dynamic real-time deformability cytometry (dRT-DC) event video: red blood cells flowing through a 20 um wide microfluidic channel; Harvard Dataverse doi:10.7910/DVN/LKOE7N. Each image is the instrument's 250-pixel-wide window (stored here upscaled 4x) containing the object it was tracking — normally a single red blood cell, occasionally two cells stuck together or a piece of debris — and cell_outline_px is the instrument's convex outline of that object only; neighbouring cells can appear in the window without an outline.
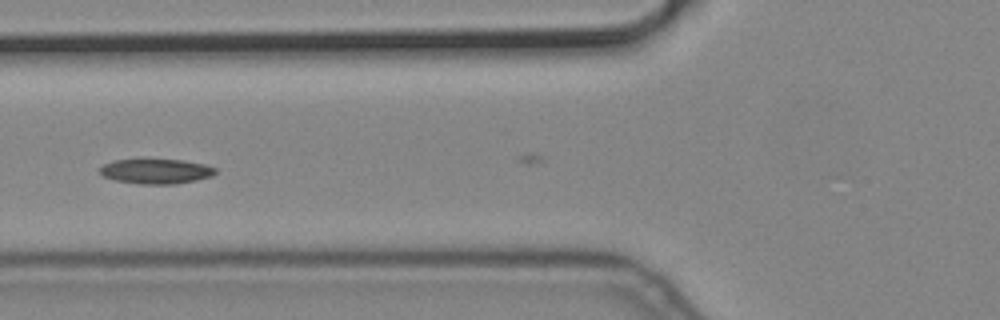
{"species": "common noctule bat (a hibernating species)", "species_latin": "Nyctalus noctula", "temperature_condition": "cold", "stored_images_in_passage": 9, "camera_frame_rate_fps": 3000, "um_per_image_px": 0.085, "animal": {"sex": "male", "body_mass_g": 19.2, "forearm_length_mm": 51.8}, "frame": {"image": 1, "passage_image": 4, "time_ms": 1.0, "image_size_px": [1000, 320], "cell_outline_px": [[216, 172], [212, 176], [196, 180], [176, 184], [140, 184], [116, 180], [104, 176], [100, 172], [100, 168], [104, 164], [112, 160], [180, 160], [204, 164], [216, 168]], "centroid_in_image_um": [13.28, 14.57], "position_along_channel_um": 112.5, "area_um2": 16.53}}
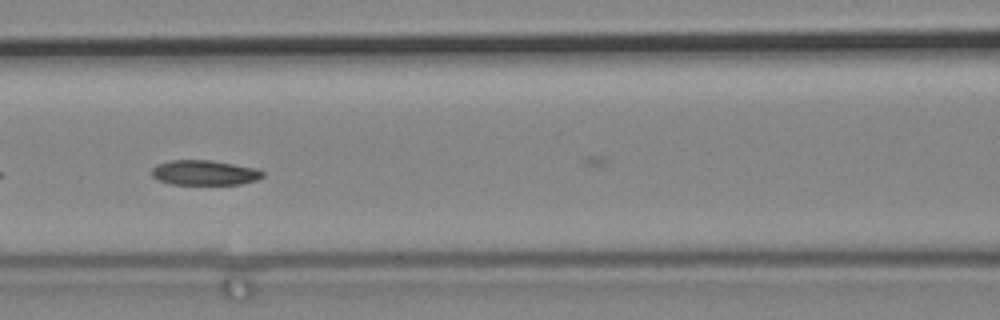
{"frame": {"image": 2, "passage_image": 7, "time_ms": 2.0, "image_size_px": [1000, 320], "cell_outline_px": [[264, 176], [256, 180], [240, 184], [172, 184], [160, 180], [152, 176], [152, 168], [156, 164], [172, 160], [208, 160], [256, 168], [264, 172]], "centroid_in_image_um": [17.38, 14.68], "position_along_channel_um": 149.2, "area_um2": 15.95}}